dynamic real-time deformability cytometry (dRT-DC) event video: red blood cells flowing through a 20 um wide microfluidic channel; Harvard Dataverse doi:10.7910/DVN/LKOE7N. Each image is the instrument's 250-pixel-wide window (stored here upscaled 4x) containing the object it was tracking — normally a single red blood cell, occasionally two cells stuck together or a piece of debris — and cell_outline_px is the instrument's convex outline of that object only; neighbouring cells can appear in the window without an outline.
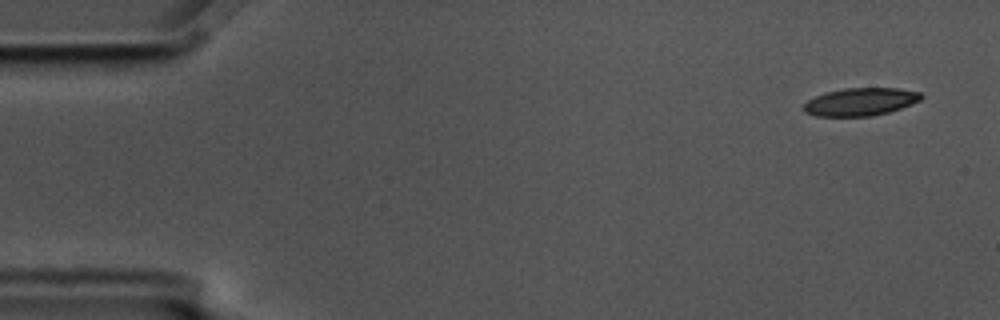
{"species": "common noctule bat (a hibernating species)", "species_latin": "Nyctalus noctula", "temperature_condition": "cold", "stored_images_in_passage": 5, "camera_frame_rate_fps": 3000, "um_per_image_px": 0.085, "animal": {"sex": "male", "body_mass_g": 17.5, "forearm_length_mm": 52.3}, "frame": {"image": 1, "passage_image": 1, "time_ms": 0.0, "image_size_px": [1000, 320], "cell_outline_px": [[924, 96], [920, 100], [900, 108], [888, 112], [872, 116], [816, 116], [804, 112], [804, 104], [808, 100], [824, 92], [844, 88], [896, 88], [920, 92]], "centroid_in_image_um": [73.12, 8.65], "position_along_channel_um": 11.9, "area_um2": 18.96}}
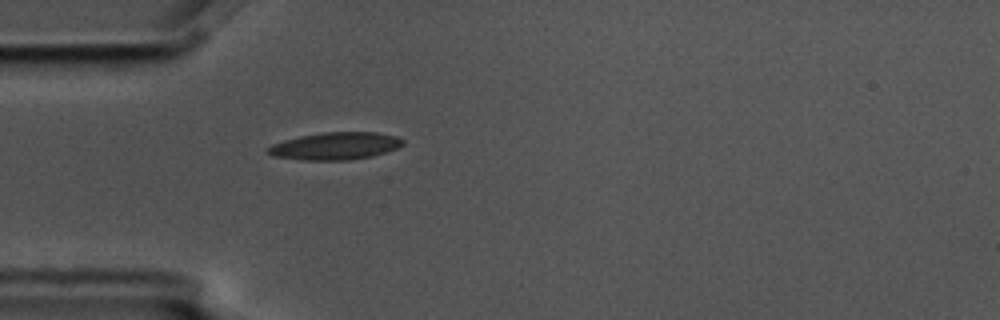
{"frame": {"image": 2, "passage_image": 5, "time_ms": 1.333, "image_size_px": [1000, 320], "cell_outline_px": [[404, 144], [396, 148], [372, 156], [348, 160], [300, 160], [272, 156], [264, 148], [272, 144], [284, 140], [300, 136], [324, 132], [376, 132], [396, 136], [404, 140]], "centroid_in_image_um": [28.46, 12.41], "position_along_channel_um": 56.5, "area_um2": 21.56}}